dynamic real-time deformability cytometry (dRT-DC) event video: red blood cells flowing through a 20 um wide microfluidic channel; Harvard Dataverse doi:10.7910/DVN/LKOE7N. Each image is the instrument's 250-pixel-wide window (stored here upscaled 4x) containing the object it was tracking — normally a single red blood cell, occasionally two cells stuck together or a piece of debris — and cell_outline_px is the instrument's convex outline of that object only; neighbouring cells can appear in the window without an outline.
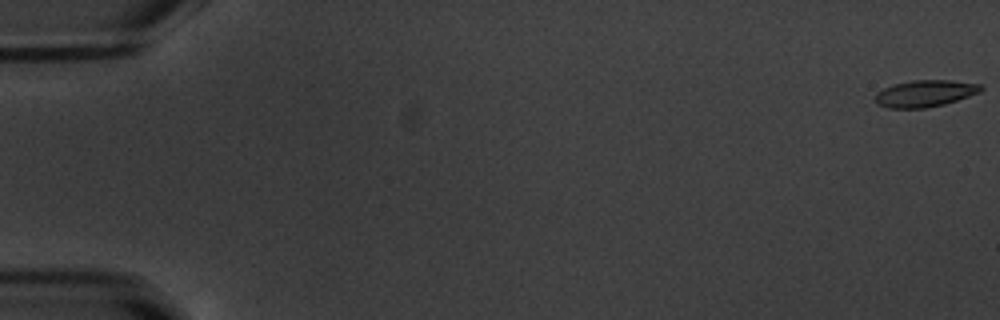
{"species": "common noctule bat (a hibernating species)", "species_latin": "Nyctalus noctula", "temperature_condition": "warm", "stored_images_in_passage": 55, "camera_frame_rate_fps": 3000, "um_per_image_px": 0.085, "animal": {"sex": "male", "body_mass_g": 20.1, "forearm_length_mm": 53.5}, "frame": {"image": 1, "passage_image": 1, "time_ms": 0.0, "image_size_px": [1000, 320], "cell_outline_px": [[984, 88], [980, 92], [944, 104], [924, 108], [888, 108], [876, 104], [876, 92], [892, 84], [912, 80], [948, 80], [980, 84]], "centroid_in_image_um": [78.6, 7.94], "position_along_channel_um": 6.4, "area_um2": 16.42}}
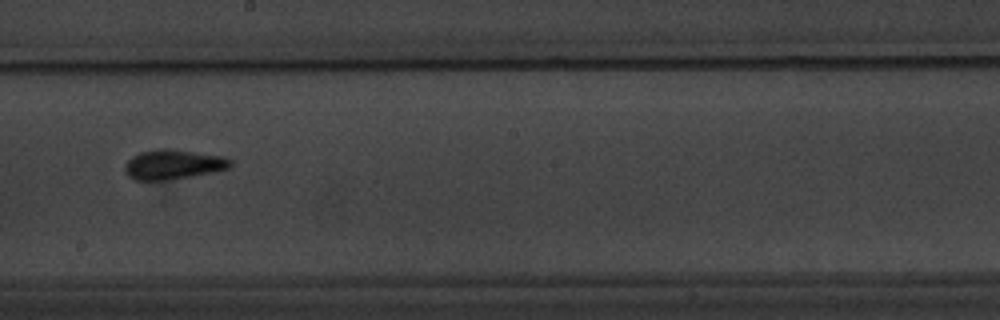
{"frame": {"image": 2, "passage_image": 32, "time_ms": 10.333, "image_size_px": [1000, 320], "cell_outline_px": [[232, 164], [228, 168], [192, 176], [160, 180], [136, 180], [128, 176], [124, 172], [124, 164], [132, 156], [140, 152], [156, 148], [172, 148], [220, 156], [232, 160]], "centroid_in_image_um": [14.66, 13.96], "position_along_channel_um": 233.5, "area_um2": 18.21}}
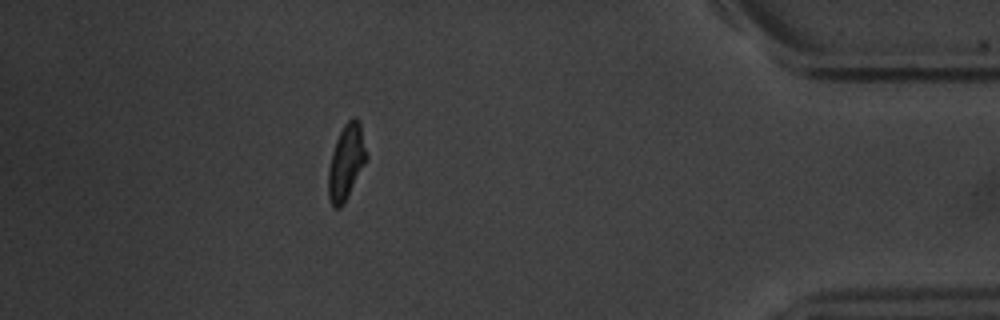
{"frame": {"image": 3, "passage_image": 49, "time_ms": 16.0, "image_size_px": [1000, 320], "cell_outline_px": [[368, 160], [344, 204], [340, 208], [332, 208], [328, 196], [328, 168], [332, 152], [336, 140], [344, 124], [352, 116], [356, 116], [360, 120], [368, 156]], "centroid_in_image_um": [29.45, 13.77], "position_along_channel_um": 405.8, "area_um2": 17.22}, "authors_computed_cell_mechanics": {"area_um2": 16.9932, "velocity_mm_per_s": 3.7923, "shape_relaxation_time_tau1_ms": 4.0469, "shape_relaxation_time_tau2_ms": 1.3923, "deformation_change_tau1": 0.1452, "deformation_change_tau2": 0.0674}}